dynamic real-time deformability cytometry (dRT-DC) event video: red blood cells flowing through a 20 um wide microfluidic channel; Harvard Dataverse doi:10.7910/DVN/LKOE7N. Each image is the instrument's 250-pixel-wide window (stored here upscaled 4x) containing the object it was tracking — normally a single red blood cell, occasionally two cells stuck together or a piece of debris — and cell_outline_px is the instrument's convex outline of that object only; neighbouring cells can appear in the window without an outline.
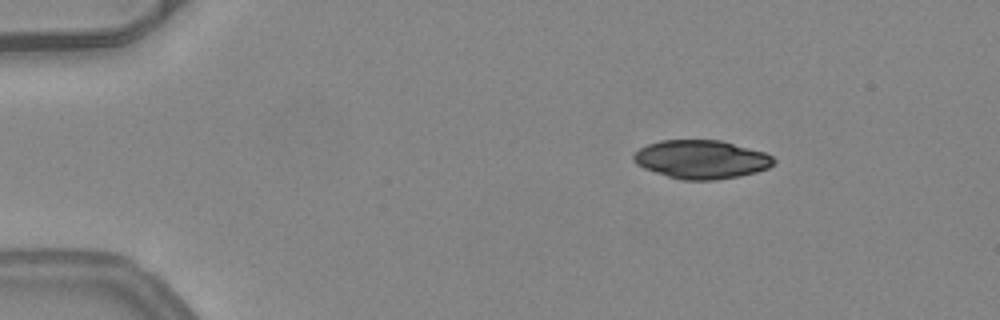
{"species": "common noctule bat (a hibernating species)", "species_latin": "Nyctalus noctula", "temperature_condition": "warm", "stored_images_in_passage": 44, "camera_frame_rate_fps": 3000, "um_per_image_px": 0.085, "animal": {"sex": "female", "body_mass_g": 24.6, "forearm_length_mm": 56.2}, "frame": {"image": 1, "passage_image": 1, "time_ms": 0.0, "image_size_px": [1000, 320], "cell_outline_px": [[776, 160], [768, 168], [756, 172], [716, 180], [680, 180], [644, 168], [636, 164], [632, 156], [640, 148], [648, 144], [660, 140], [720, 140], [764, 152], [772, 156]], "centroid_in_image_um": [59.6, 13.55], "position_along_channel_um": 25.4, "area_um2": 31.27}}